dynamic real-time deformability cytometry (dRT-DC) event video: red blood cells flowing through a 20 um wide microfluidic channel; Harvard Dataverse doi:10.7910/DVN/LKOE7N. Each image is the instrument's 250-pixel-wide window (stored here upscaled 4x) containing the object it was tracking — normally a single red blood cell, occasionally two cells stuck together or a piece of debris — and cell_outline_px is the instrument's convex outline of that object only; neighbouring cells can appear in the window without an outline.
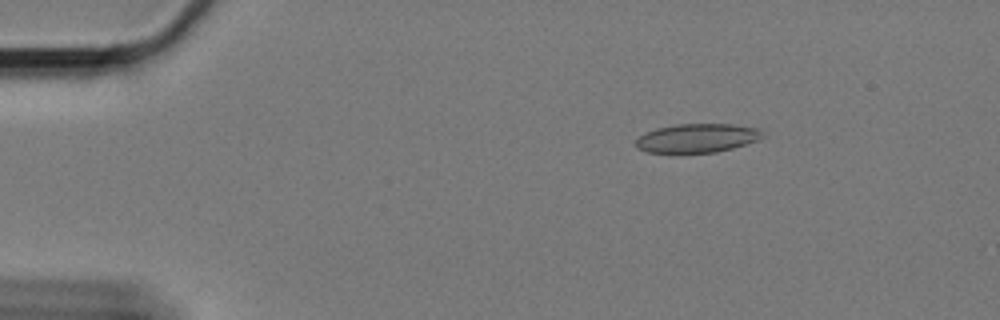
{"species": "Egyptian fruit bat (a non-hibernating species)", "species_latin": "Rousettus aegyptiacus", "temperature_condition": "cold", "stored_images_in_passage": 51, "camera_frame_rate_fps": 3000, "um_per_image_px": 0.085, "animal": {"sex": "female"}, "frame": {"image": 1, "passage_image": 1, "time_ms": 0.0, "image_size_px": [1000, 320], "cell_outline_px": [[764, 136], [756, 140], [732, 148], [716, 152], [648, 152], [636, 148], [636, 140], [640, 136], [656, 128], [676, 124], [732, 124], [760, 128]], "centroid_in_image_um": [59.27, 11.72], "position_along_channel_um": 25.7, "area_um2": 21.04}}
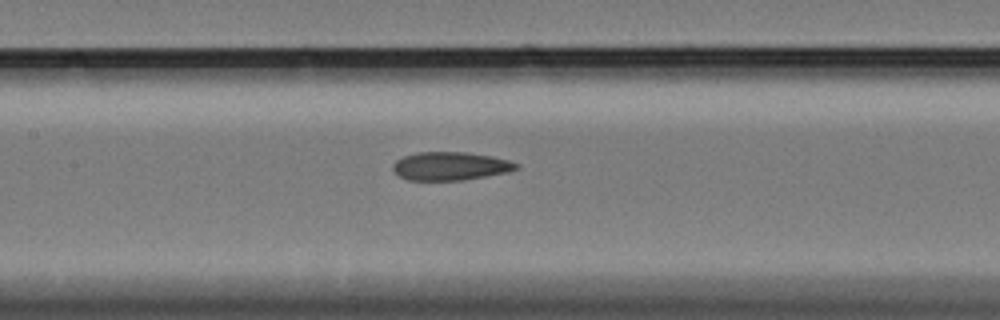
{"frame": {"image": 2, "passage_image": 20, "time_ms": 6.333, "image_size_px": [1000, 320], "cell_outline_px": [[520, 168], [508, 172], [464, 180], [408, 180], [400, 176], [392, 168], [392, 164], [396, 160], [404, 156], [416, 152], [464, 152], [492, 156], [508, 160], [520, 164]], "centroid_in_image_um": [38.3, 14.11], "position_along_channel_um": 169.1, "area_um2": 20.4}}
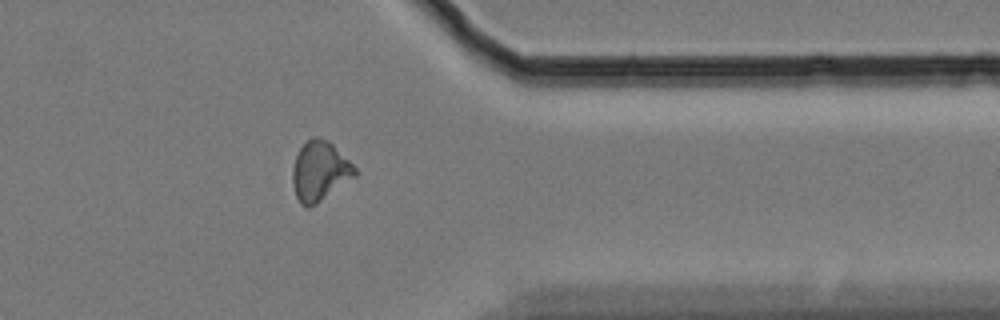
{"frame": {"image": 3, "passage_image": 40, "time_ms": 13.0, "image_size_px": [1000, 320], "cell_outline_px": [[356, 176], [316, 204], [308, 208], [300, 204], [296, 196], [292, 184], [292, 168], [296, 156], [300, 148], [312, 136], [316, 136], [328, 140], [356, 168]], "centroid_in_image_um": [27.16, 14.56], "position_along_channel_um": 384.2, "area_um2": 21.56}, "authors_computed_cell_mechanics": {"area_um2": 20.9236, "velocity_mm_per_s": 3.3647, "shape_relaxation_time_tau1_ms": null, "shape_relaxation_time_tau2_ms": 5.3368, "deformation_change_tau1": null, "deformation_change_tau2": 0.1328}}